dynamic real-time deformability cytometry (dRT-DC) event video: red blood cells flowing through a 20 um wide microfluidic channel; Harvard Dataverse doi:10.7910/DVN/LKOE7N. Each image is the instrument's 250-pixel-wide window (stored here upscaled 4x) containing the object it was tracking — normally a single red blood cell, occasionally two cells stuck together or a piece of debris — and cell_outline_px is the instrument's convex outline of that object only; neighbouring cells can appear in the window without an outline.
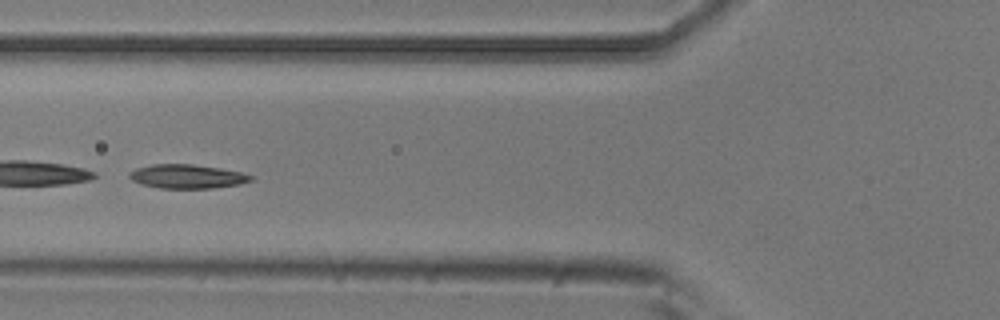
{"species": "common noctule bat (a hibernating species)", "species_latin": "Nyctalus noctula", "temperature_condition": "room temperature", "stored_images_in_passage": 9, "camera_frame_rate_fps": 3000, "um_per_image_px": 0.085, "animal": {"sex": "male", "body_mass_g": 20.5, "forearm_length_mm": 52.5}, "frame": {"image": 1, "passage_image": 6, "time_ms": 1.667, "image_size_px": [1000, 320], "cell_outline_px": [[252, 180], [240, 184], [212, 188], [160, 188], [140, 184], [132, 180], [128, 176], [128, 172], [136, 168], [152, 164], [192, 164], [220, 168], [240, 172], [252, 176]], "centroid_in_image_um": [15.86, 14.99], "position_along_channel_um": 109.9, "area_um2": 16.94}}
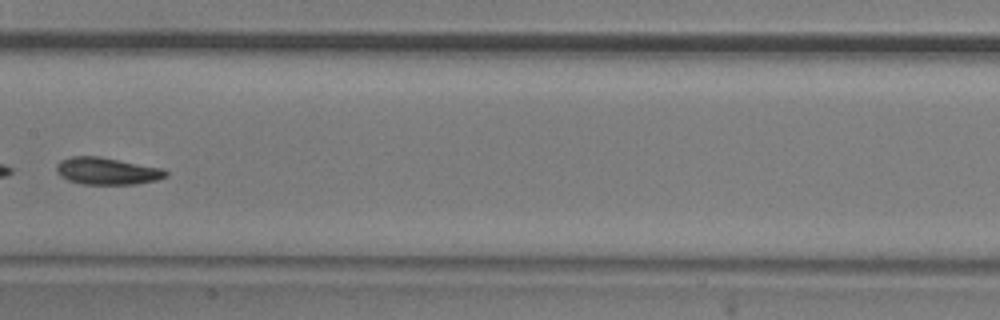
{"frame": {"image": 2, "passage_image": 8, "time_ms": 2.333, "image_size_px": [1000, 320], "cell_outline_px": [[168, 176], [156, 180], [136, 184], [84, 184], [68, 180], [60, 176], [56, 172], [56, 164], [60, 160], [72, 156], [100, 156], [164, 168], [168, 172]], "centroid_in_image_um": [9.11, 14.53], "position_along_channel_um": 198.3, "area_um2": 17.46}}
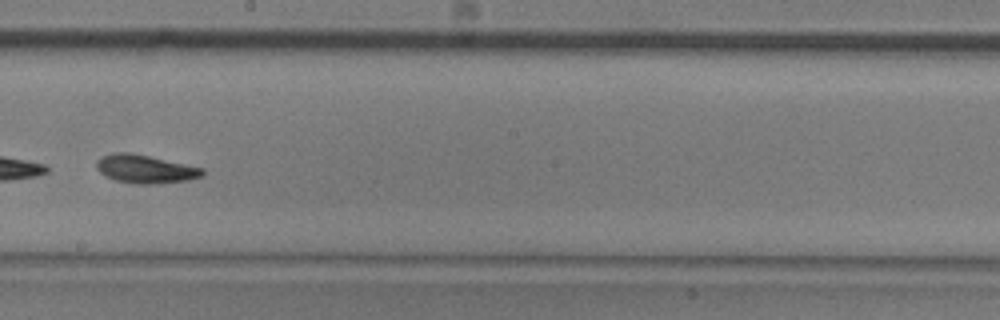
{"frame": {"image": 3, "passage_image": 9, "time_ms": 2.667, "image_size_px": [1000, 320], "cell_outline_px": [[204, 176], [188, 180], [156, 184], [132, 184], [112, 180], [104, 176], [96, 168], [96, 160], [100, 156], [112, 152], [128, 152], [148, 156], [204, 168]], "centroid_in_image_um": [12.3, 14.37], "position_along_channel_um": 235.9, "area_um2": 17.8}}